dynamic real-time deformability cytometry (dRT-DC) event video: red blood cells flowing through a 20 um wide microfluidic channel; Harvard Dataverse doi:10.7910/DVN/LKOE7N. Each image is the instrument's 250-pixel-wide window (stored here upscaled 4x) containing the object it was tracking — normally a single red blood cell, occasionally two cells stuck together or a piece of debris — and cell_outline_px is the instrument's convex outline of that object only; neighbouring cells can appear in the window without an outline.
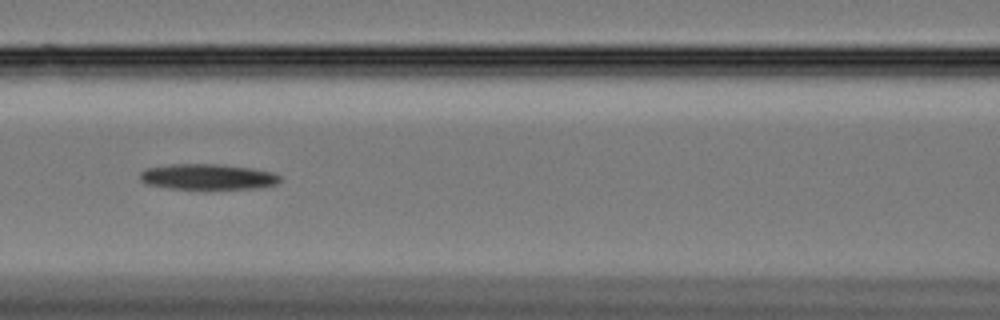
{"species": "Egyptian fruit bat (a non-hibernating species)", "species_latin": "Rousettus aegyptiacus", "temperature_condition": "cold", "stored_images_in_passage": 48, "camera_frame_rate_fps": 3000, "um_per_image_px": 0.085, "animal": {"sex": "female"}, "frame": {"image": 1, "passage_image": 14, "time_ms": 4.333, "image_size_px": [1000, 320], "cell_outline_px": [[280, 180], [276, 184], [260, 188], [168, 188], [144, 184], [140, 180], [140, 172], [148, 168], [172, 164], [220, 164], [252, 168], [272, 172], [280, 176]], "centroid_in_image_um": [17.64, 15.02], "position_along_channel_um": 149.0, "area_um2": 20.75}}
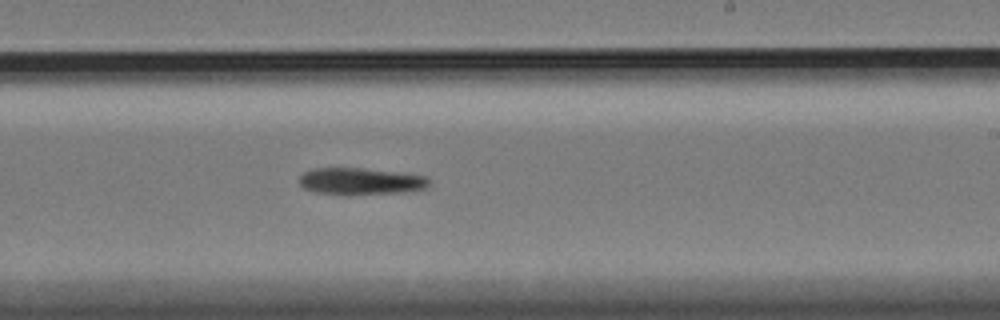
{"frame": {"image": 2, "passage_image": 24, "time_ms": 7.667, "image_size_px": [1000, 320], "cell_outline_px": [[432, 180], [424, 188], [412, 192], [348, 196], [316, 192], [304, 188], [300, 184], [300, 176], [304, 172], [312, 168], [364, 168], [404, 172], [428, 176]], "centroid_in_image_um": [30.73, 15.42], "position_along_channel_um": 258.3, "area_um2": 21.1}}
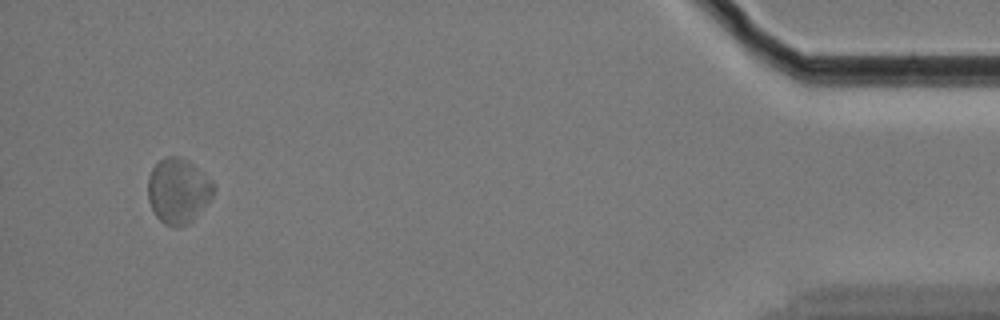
{"frame": {"image": 3, "passage_image": 45, "time_ms": 14.667, "image_size_px": [1000, 320], "cell_outline_px": [[216, 188], [212, 196], [192, 220], [188, 224], [180, 228], [176, 228], [164, 224], [156, 216], [148, 200], [148, 176], [152, 168], [164, 156], [180, 156], [188, 160], [212, 180]], "centroid_in_image_um": [15.13, 16.21], "position_along_channel_um": 420.1, "area_um2": 25.03}, "authors_computed_cell_mechanics": {"area_um2": 21.9062, "velocity_mm_per_s": 3.295, "shape_relaxation_time_tau1_ms": 5.9286, "shape_relaxation_time_tau2_ms": null, "deformation_change_tau1": 0.1162, "deformation_change_tau2": null}}